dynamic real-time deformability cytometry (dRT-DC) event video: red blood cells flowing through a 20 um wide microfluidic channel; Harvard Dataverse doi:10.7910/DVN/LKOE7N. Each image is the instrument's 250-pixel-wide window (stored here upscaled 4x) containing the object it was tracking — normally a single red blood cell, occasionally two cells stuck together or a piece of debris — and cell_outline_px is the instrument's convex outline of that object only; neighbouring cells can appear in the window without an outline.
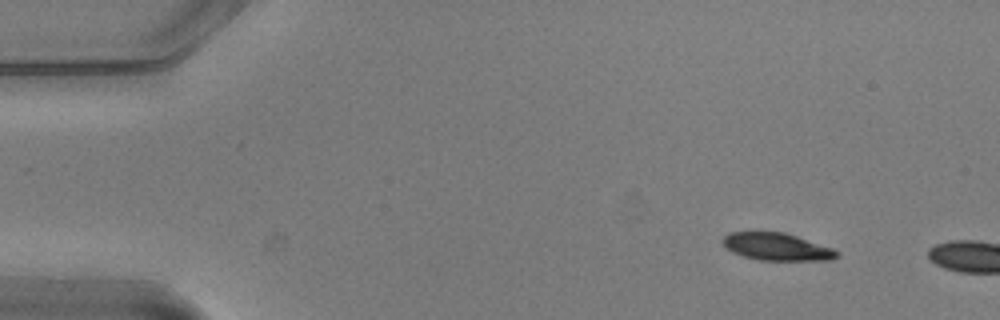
{"species": "common noctule bat (a hibernating species)", "species_latin": "Nyctalus noctula", "temperature_condition": "warm", "stored_images_in_passage": 2, "camera_frame_rate_fps": 3000, "um_per_image_px": 0.085, "animal": {"sex": "male", "body_mass_g": 20.5, "forearm_length_mm": 52.5}, "frame": {"image": 1, "passage_image": 1, "time_ms": 0.0, "image_size_px": [1000, 320], "cell_outline_px": [[840, 256], [832, 260], [760, 260], [744, 256], [732, 252], [720, 240], [728, 232], [784, 232], [832, 248], [840, 252]], "centroid_in_image_um": [66.04, 20.97], "position_along_channel_um": 19.0, "area_um2": 18.15}}